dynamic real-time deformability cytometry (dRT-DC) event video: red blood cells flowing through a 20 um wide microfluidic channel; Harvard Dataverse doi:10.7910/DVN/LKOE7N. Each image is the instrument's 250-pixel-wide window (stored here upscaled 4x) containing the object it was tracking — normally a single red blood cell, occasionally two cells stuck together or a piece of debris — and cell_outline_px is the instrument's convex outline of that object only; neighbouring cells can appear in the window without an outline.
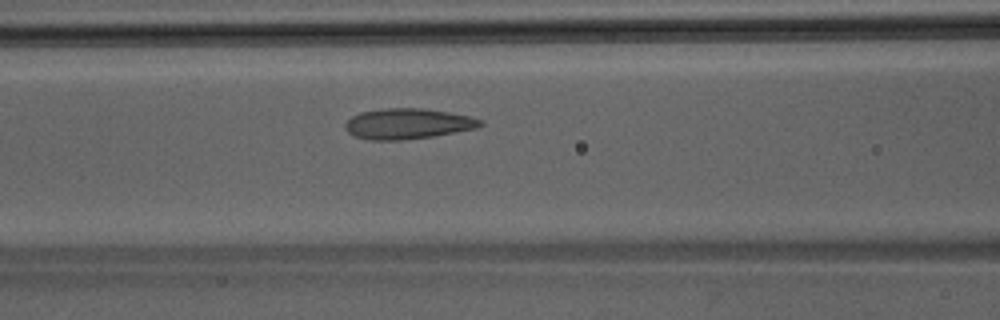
{"species": "Egyptian fruit bat (a non-hibernating species)", "species_latin": "Rousettus aegyptiacus", "temperature_condition": "room temperature", "stored_images_in_passage": 31, "camera_frame_rate_fps": 3000, "um_per_image_px": 0.085, "animal": {"sex": "male"}, "frame": {"image": 1, "passage_image": 13, "time_ms": 4.0, "image_size_px": [1000, 320], "cell_outline_px": [[484, 124], [476, 128], [432, 136], [404, 140], [372, 140], [356, 136], [348, 132], [344, 128], [344, 124], [352, 116], [360, 112], [384, 108], [420, 108], [448, 112], [468, 116], [484, 120]], "centroid_in_image_um": [34.64, 10.51], "position_along_channel_um": 132.0, "area_um2": 23.93}}
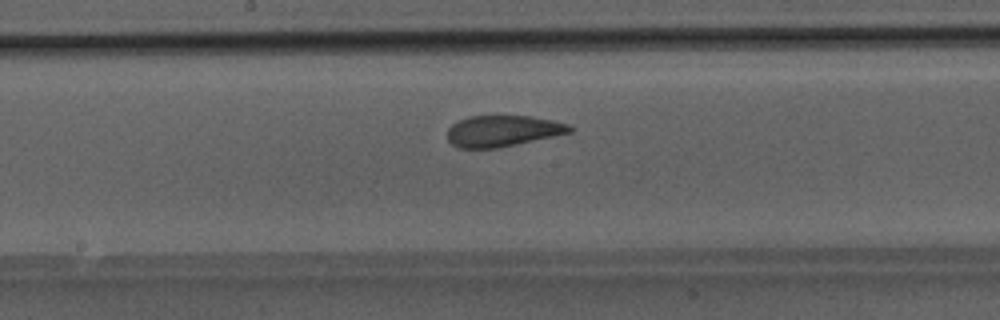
{"frame": {"image": 2, "passage_image": 18, "time_ms": 5.667, "image_size_px": [1000, 320], "cell_outline_px": [[572, 132], [496, 148], [460, 148], [452, 144], [448, 140], [448, 128], [452, 124], [468, 116], [532, 116], [552, 120], [568, 124], [572, 128]], "centroid_in_image_um": [42.71, 11.12], "position_along_channel_um": 205.5, "area_um2": 21.96}}
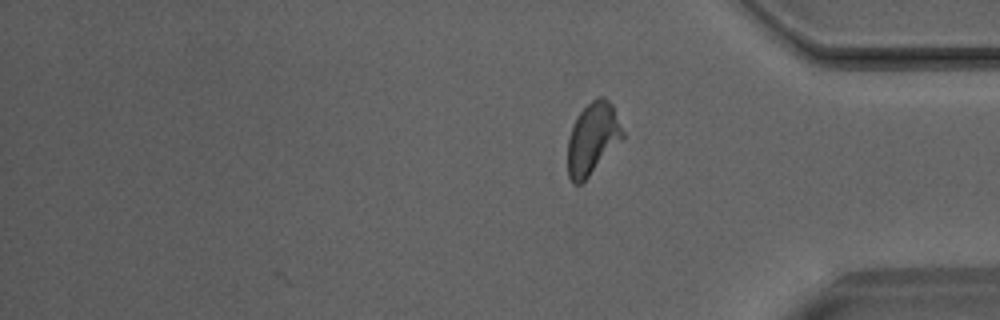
{"frame": {"image": 3, "passage_image": 31, "time_ms": 10.0, "image_size_px": [1000, 320], "cell_outline_px": [[624, 136], [588, 176], [580, 184], [572, 184], [568, 176], [568, 140], [572, 128], [580, 112], [596, 96], [604, 96], [612, 104], [624, 132]], "centroid_in_image_um": [50.36, 11.75], "position_along_channel_um": 384.8, "area_um2": 22.43}}